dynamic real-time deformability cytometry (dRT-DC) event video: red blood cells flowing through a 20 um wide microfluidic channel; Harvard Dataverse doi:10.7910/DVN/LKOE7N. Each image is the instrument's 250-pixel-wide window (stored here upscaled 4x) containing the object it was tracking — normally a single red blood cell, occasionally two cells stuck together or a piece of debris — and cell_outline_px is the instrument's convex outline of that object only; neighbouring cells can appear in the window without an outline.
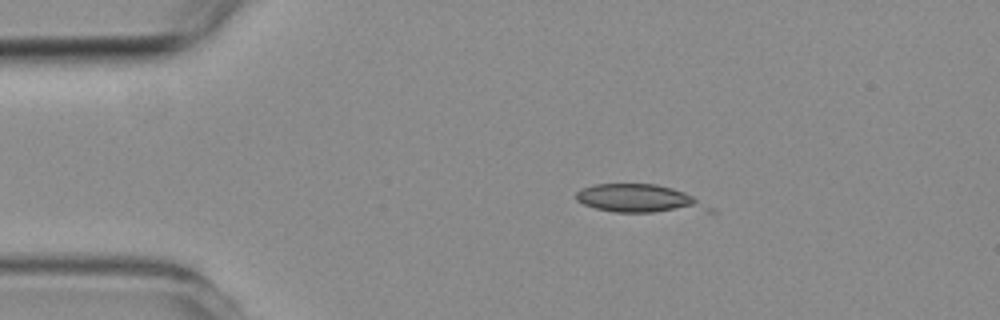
{"species": "common noctule bat (a hibernating species)", "species_latin": "Nyctalus noctula", "temperature_condition": "room temperature", "stored_images_in_passage": 3, "camera_frame_rate_fps": 3000, "um_per_image_px": 0.085, "animal": {"sex": "female", "body_mass_g": 19.3, "forearm_length_mm": 54.1}, "frame": {"image": 1, "passage_image": 1, "time_ms": 0.0, "image_size_px": [1000, 320], "cell_outline_px": [[716, 212], [616, 212], [596, 208], [584, 204], [576, 200], [576, 192], [580, 188], [592, 184], [656, 184], [672, 188], [684, 192], [716, 208]], "centroid_in_image_um": [54.42, 16.9], "position_along_channel_um": 30.6, "area_um2": 22.14}}
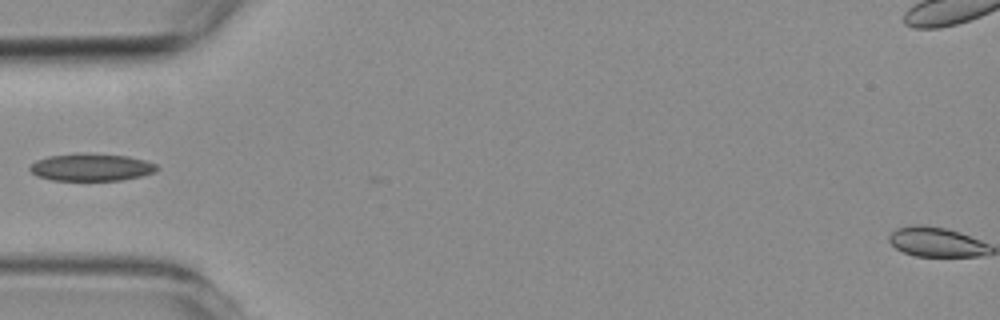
{"frame": {"image": 2, "passage_image": 3, "time_ms": 2.333, "image_size_px": [1000, 320], "cell_outline_px": [[160, 168], [156, 172], [140, 176], [120, 180], [52, 180], [36, 176], [28, 168], [36, 160], [48, 156], [128, 156], [144, 160], [156, 164]], "centroid_in_image_um": [7.78, 14.27], "position_along_channel_um": 77.2, "area_um2": 19.25}}